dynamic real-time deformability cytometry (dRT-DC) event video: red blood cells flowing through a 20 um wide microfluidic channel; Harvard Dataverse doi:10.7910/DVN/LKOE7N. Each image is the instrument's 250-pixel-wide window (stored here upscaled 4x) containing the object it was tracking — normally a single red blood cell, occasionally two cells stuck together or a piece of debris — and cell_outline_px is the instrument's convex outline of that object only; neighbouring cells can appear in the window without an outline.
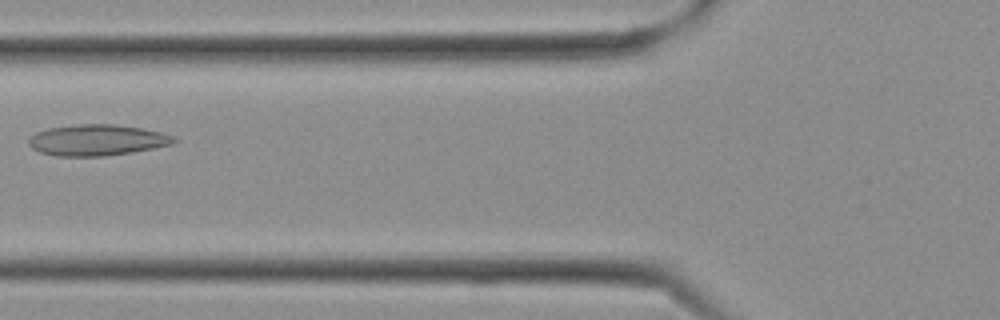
{"species": "Egyptian fruit bat (a non-hibernating species)", "species_latin": "Rousettus aegyptiacus", "temperature_condition": "cold", "stored_images_in_passage": 10, "camera_frame_rate_fps": 3000, "um_per_image_px": 0.085, "frame": {"image": 1, "passage_image": 9, "time_ms": 2.667, "image_size_px": [1000, 320], "cell_outline_px": [[176, 140], [172, 144], [132, 152], [104, 156], [56, 156], [40, 152], [32, 148], [28, 144], [28, 136], [36, 132], [48, 128], [80, 124], [116, 124], [140, 128], [160, 132], [172, 136]], "centroid_in_image_um": [8.18, 11.91], "position_along_channel_um": 117.6, "area_um2": 26.18}}